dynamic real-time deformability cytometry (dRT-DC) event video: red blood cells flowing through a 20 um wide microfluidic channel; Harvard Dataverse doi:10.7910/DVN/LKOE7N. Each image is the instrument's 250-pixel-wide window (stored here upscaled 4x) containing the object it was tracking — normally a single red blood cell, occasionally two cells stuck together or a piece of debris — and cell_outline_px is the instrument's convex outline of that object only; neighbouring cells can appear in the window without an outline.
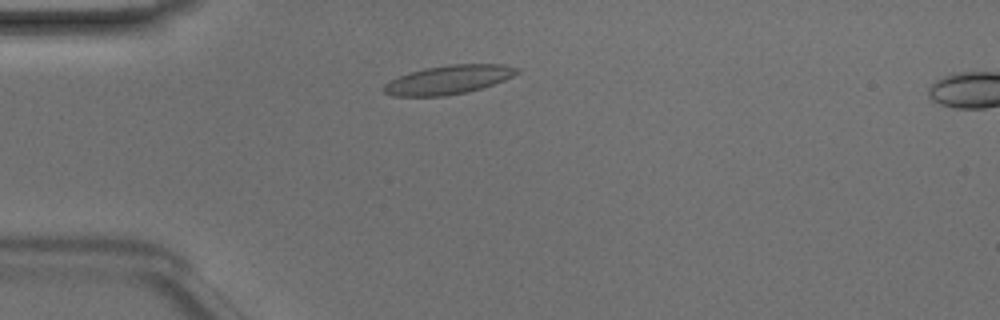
{"species": "Egyptian fruit bat (a non-hibernating species)", "species_latin": "Rousettus aegyptiacus", "temperature_condition": "room temperature", "stored_images_in_passage": 38, "camera_frame_rate_fps": 3000, "um_per_image_px": 0.085, "animal": {"sex": "male"}, "frame": {"image": 1, "passage_image": 2, "time_ms": 0.333, "image_size_px": [1000, 320], "cell_outline_px": [[520, 72], [504, 80], [480, 88], [464, 92], [444, 96], [392, 96], [384, 92], [380, 88], [388, 80], [408, 72], [424, 68], [448, 64], [504, 64], [520, 68]], "centroid_in_image_um": [38.06, 6.76], "position_along_channel_um": 46.9, "area_um2": 22.54}}
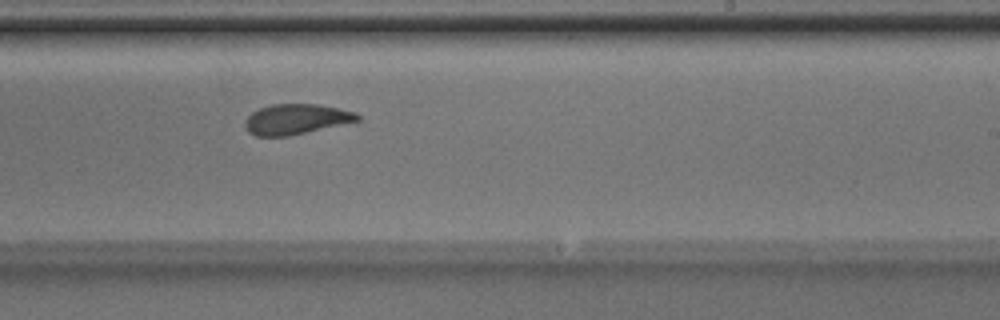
{"frame": {"image": 2, "passage_image": 19, "time_ms": 6.0, "image_size_px": [1000, 320], "cell_outline_px": [[360, 120], [288, 136], [256, 136], [248, 132], [244, 128], [244, 120], [252, 112], [260, 108], [272, 104], [316, 104], [356, 112], [360, 116]], "centroid_in_image_um": [25.12, 10.13], "position_along_channel_um": 263.9, "area_um2": 19.71}}
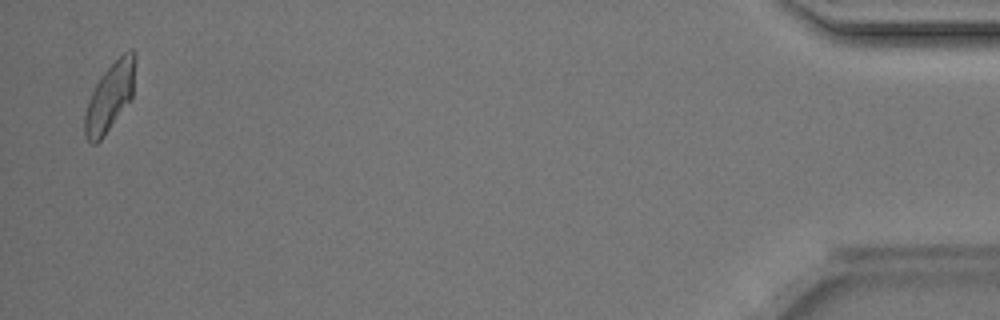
{"frame": {"image": 3, "passage_image": 37, "time_ms": 12.0, "image_size_px": [1000, 320], "cell_outline_px": [[136, 60], [132, 100], [104, 136], [96, 144], [92, 144], [84, 136], [84, 116], [88, 100], [96, 84], [104, 72], [128, 48], [132, 48], [136, 52]], "centroid_in_image_um": [9.37, 8.23], "position_along_channel_um": 425.8, "area_um2": 20.35}, "authors_computed_cell_mechanics": {"area_um2": 20.4323, "velocity_mm_per_s": 4.1436, "shape_relaxation_time_tau1_ms": 6.4197, "shape_relaxation_time_tau2_ms": 1.9885, "deformation_change_tau1": 0.1689, "deformation_change_tau2": 0.0686}}